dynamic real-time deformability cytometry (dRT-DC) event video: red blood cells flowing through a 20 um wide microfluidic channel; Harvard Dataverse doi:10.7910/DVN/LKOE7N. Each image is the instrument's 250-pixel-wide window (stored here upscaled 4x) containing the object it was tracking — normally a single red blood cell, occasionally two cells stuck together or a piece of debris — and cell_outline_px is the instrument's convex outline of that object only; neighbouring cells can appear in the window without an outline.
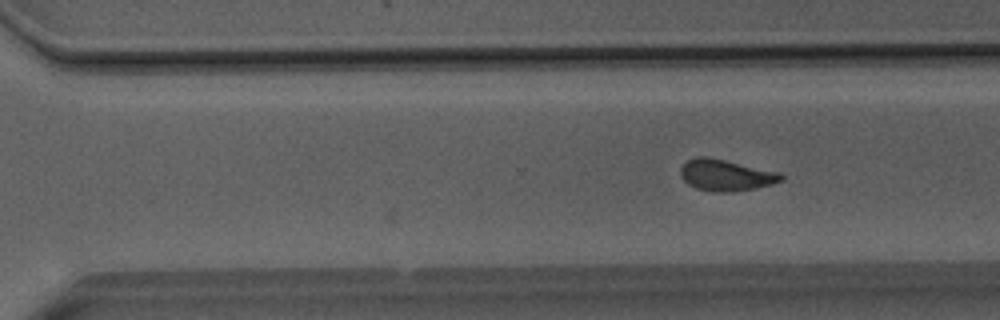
{"species": "Egyptian fruit bat (a non-hibernating species)", "species_latin": "Rousettus aegyptiacus", "temperature_condition": "room temperature", "stored_images_in_passage": 26, "camera_frame_rate_fps": 3000, "um_per_image_px": 0.085, "animal": {"sex": "male"}, "frame": {"image": 1, "passage_image": 26, "time_ms": 8.333, "image_size_px": [1000, 320], "cell_outline_px": [[784, 180], [772, 184], [756, 188], [732, 192], [712, 192], [696, 188], [688, 184], [680, 176], [680, 168], [688, 160], [696, 156], [708, 156], [780, 172], [784, 176]], "centroid_in_image_um": [61.71, 14.89], "position_along_channel_um": 308.9, "area_um2": 18.61}}